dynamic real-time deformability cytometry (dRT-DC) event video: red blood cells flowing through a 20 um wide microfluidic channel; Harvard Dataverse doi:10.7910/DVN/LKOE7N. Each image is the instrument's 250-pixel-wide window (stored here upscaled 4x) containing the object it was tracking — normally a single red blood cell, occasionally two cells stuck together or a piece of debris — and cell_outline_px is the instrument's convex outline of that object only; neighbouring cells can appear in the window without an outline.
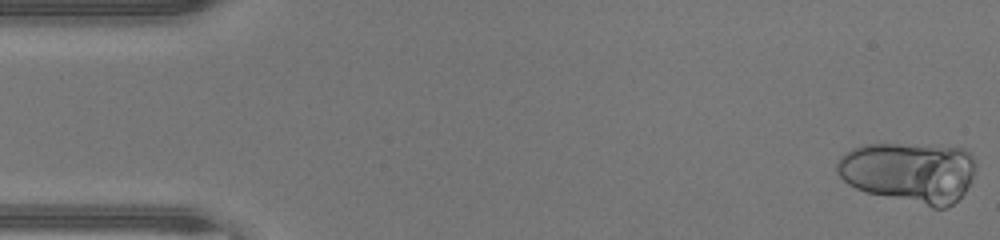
{"species": "human", "species_latin": "Homo sapiens", "temperature_condition": "warm", "stored_images_in_passage": 46, "camera_frame_rate_fps": 3000, "um_per_image_px": 0.085, "donor": {"sex": "male"}, "frame": {"image": 1, "passage_image": 1, "time_ms": 0.0, "image_size_px": [1000, 240], "cell_outline_px": [[976, 164], [972, 176], [964, 192], [952, 204], [944, 208], [932, 208], [868, 192], [856, 188], [848, 184], [836, 172], [836, 164], [840, 156], [852, 148], [864, 144], [896, 144], [964, 148], [972, 152], [976, 160]], "centroid_in_image_um": [77.28, 14.63], "position_along_channel_um": 7.7, "area_um2": 49.13}}
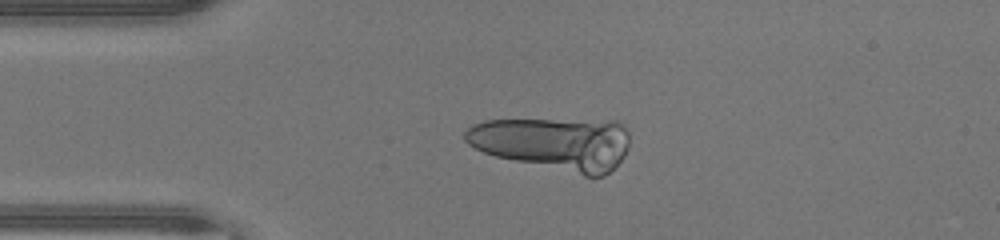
{"frame": {"image": 2, "passage_image": 11, "time_ms": 3.333, "image_size_px": [1000, 240], "cell_outline_px": [[628, 148], [624, 156], [604, 176], [584, 176], [496, 156], [484, 152], [468, 144], [464, 140], [464, 132], [472, 124], [484, 120], [620, 120], [624, 124], [628, 132]], "centroid_in_image_um": [47.1, 12.17], "position_along_channel_um": 37.9, "area_um2": 50.81}}